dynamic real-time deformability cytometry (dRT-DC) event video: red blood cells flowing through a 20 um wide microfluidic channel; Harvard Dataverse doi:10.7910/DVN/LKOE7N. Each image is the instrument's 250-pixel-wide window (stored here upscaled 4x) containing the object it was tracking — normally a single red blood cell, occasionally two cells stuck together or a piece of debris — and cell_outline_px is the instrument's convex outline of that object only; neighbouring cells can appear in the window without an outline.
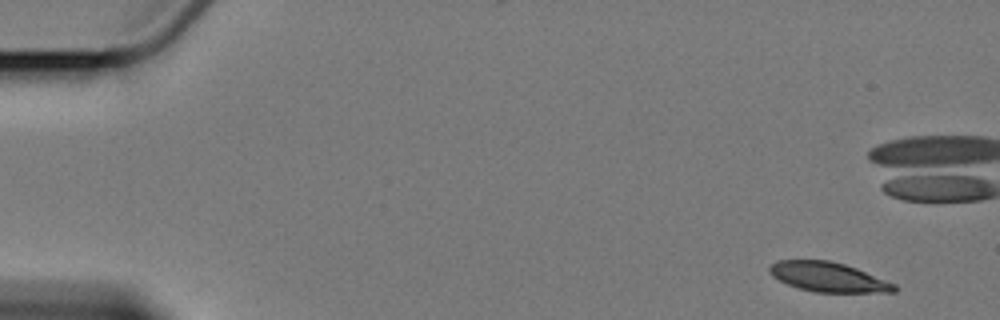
{"species": "Egyptian fruit bat (a non-hibernating species)", "species_latin": "Rousettus aegyptiacus", "temperature_condition": "cold", "stored_images_in_passage": 6, "camera_frame_rate_fps": 3000, "um_per_image_px": 0.085, "animal": {"sex": "female"}, "frame": {"image": 1, "passage_image": 1, "time_ms": 0.0, "image_size_px": [1000, 320], "cell_outline_px": [[896, 292], [816, 292], [800, 288], [788, 284], [772, 276], [768, 272], [768, 268], [772, 264], [780, 260], [828, 260], [844, 264], [856, 268], [896, 284]], "centroid_in_image_um": [70.4, 23.54], "position_along_channel_um": 14.6, "area_um2": 21.27}}